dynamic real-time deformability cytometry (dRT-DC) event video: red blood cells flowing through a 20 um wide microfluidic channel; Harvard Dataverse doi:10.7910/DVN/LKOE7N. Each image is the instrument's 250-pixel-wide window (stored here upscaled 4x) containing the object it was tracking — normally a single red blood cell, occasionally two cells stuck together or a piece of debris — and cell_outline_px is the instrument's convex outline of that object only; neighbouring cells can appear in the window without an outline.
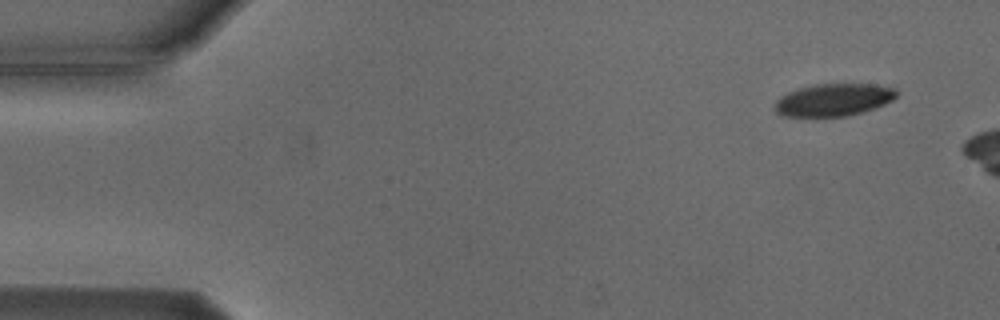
{"species": "Egyptian fruit bat (a non-hibernating species)", "species_latin": "Rousettus aegyptiacus", "temperature_condition": "cold", "stored_images_in_passage": 3, "camera_frame_rate_fps": 3000, "um_per_image_px": 0.085, "animal": {"sex": "male"}, "frame": {"image": 1, "passage_image": 1, "time_ms": 0.0, "image_size_px": [1000, 320], "cell_outline_px": [[896, 96], [892, 100], [876, 108], [844, 116], [784, 116], [776, 112], [776, 100], [780, 96], [796, 88], [812, 84], [872, 84], [896, 88]], "centroid_in_image_um": [70.84, 8.47], "position_along_channel_um": 14.2, "area_um2": 22.89}}